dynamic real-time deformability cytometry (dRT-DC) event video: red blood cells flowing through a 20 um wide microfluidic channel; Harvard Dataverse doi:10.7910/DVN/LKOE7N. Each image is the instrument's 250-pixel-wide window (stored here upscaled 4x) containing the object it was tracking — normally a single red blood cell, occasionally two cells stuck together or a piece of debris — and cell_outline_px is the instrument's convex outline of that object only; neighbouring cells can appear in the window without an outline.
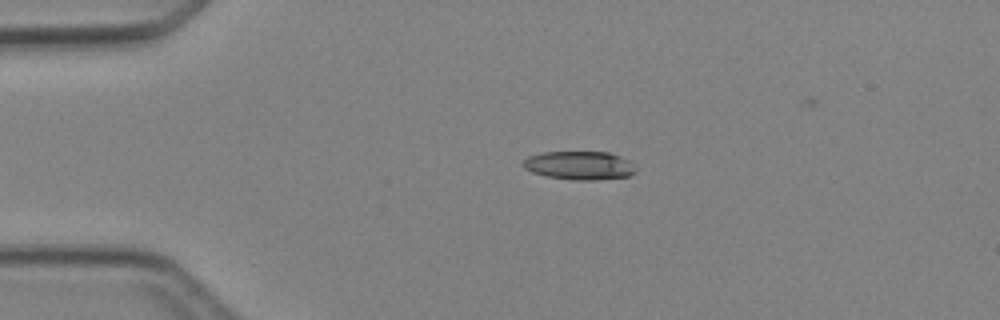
{"species": "Egyptian fruit bat (a non-hibernating species)", "species_latin": "Rousettus aegyptiacus", "temperature_condition": "cold", "stored_images_in_passage": 3, "camera_frame_rate_fps": 3000, "um_per_image_px": 0.085, "animal": {"sex": "female"}, "frame": {"image": 1, "passage_image": 2, "time_ms": 1.0, "image_size_px": [1000, 320], "cell_outline_px": [[636, 172], [628, 176], [592, 180], [572, 180], [548, 176], [532, 172], [524, 168], [520, 164], [528, 156], [540, 152], [608, 152], [620, 156], [628, 160], [636, 168]], "centroid_in_image_um": [49.22, 14.05], "position_along_channel_um": 35.8, "area_um2": 18.73}}